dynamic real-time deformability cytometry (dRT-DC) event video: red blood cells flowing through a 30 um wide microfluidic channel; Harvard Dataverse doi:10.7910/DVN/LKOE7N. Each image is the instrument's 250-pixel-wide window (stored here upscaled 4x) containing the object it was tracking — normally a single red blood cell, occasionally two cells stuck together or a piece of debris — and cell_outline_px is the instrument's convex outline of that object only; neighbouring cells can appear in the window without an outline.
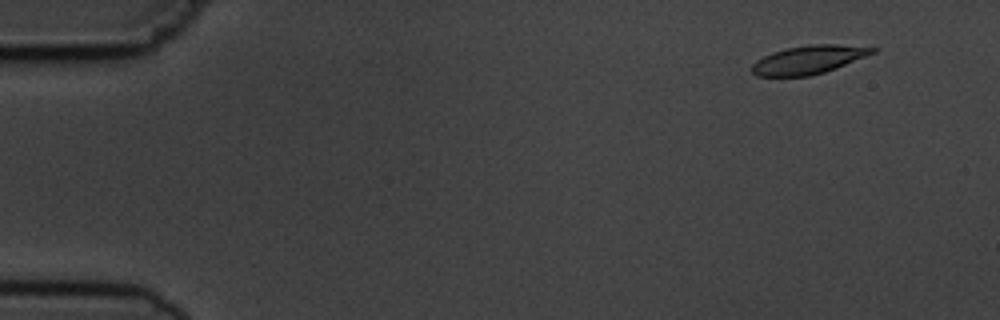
{"species": "common noctule bat (a hibernating species)", "species_latin": "Nyctalus noctula", "temperature_condition": "cold", "stored_images_in_passage": 8, "camera_frame_rate_fps": 3000, "um_per_image_px": 0.085, "animal": {"sex": "male", "body_mass_g": 19.5, "forearm_length_mm": 54.6}, "frame": {"image": 1, "passage_image": 2, "time_ms": 1.333, "image_size_px": [1000, 320], "cell_outline_px": [[876, 52], [836, 68], [824, 72], [808, 76], [756, 76], [752, 72], [752, 64], [756, 60], [772, 52], [784, 48], [808, 44], [836, 44], [876, 48]], "centroid_in_image_um": [68.7, 5.07], "position_along_channel_um": 16.3, "area_um2": 19.88}}
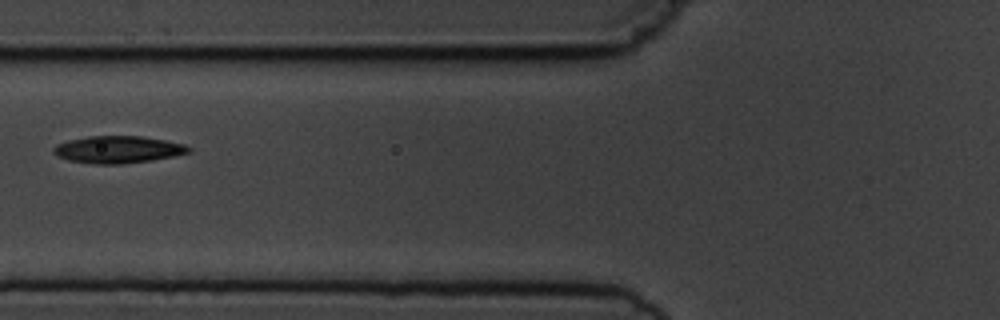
{"frame": {"image": 2, "passage_image": 7, "time_ms": 7.0, "image_size_px": [1000, 320], "cell_outline_px": [[192, 152], [152, 160], [120, 164], [96, 164], [68, 160], [56, 156], [52, 152], [52, 148], [56, 144], [68, 140], [88, 136], [140, 136], [164, 140], [184, 144], [192, 148]], "centroid_in_image_um": [10.0, 12.71], "position_along_channel_um": 115.8, "area_um2": 21.44}}
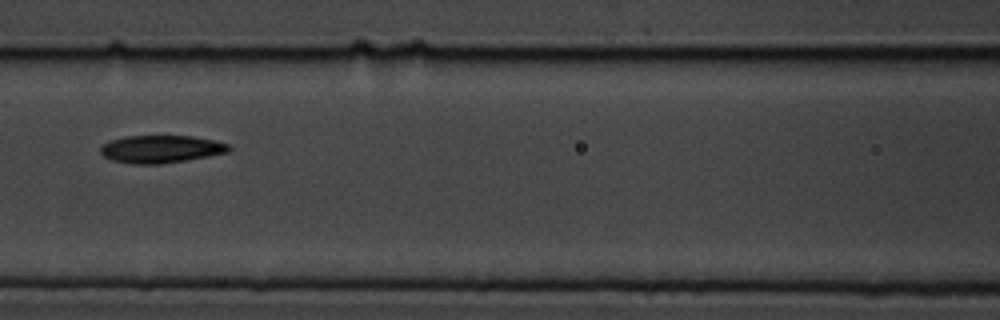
{"frame": {"image": 3, "passage_image": 8, "time_ms": 8.0, "image_size_px": [1000, 320], "cell_outline_px": [[232, 148], [228, 152], [208, 156], [160, 164], [132, 164], [112, 160], [104, 156], [100, 152], [100, 148], [104, 144], [112, 140], [124, 136], [192, 136], [216, 140], [228, 144]], "centroid_in_image_um": [13.69, 12.67], "position_along_channel_um": 152.9, "area_um2": 20.58}}